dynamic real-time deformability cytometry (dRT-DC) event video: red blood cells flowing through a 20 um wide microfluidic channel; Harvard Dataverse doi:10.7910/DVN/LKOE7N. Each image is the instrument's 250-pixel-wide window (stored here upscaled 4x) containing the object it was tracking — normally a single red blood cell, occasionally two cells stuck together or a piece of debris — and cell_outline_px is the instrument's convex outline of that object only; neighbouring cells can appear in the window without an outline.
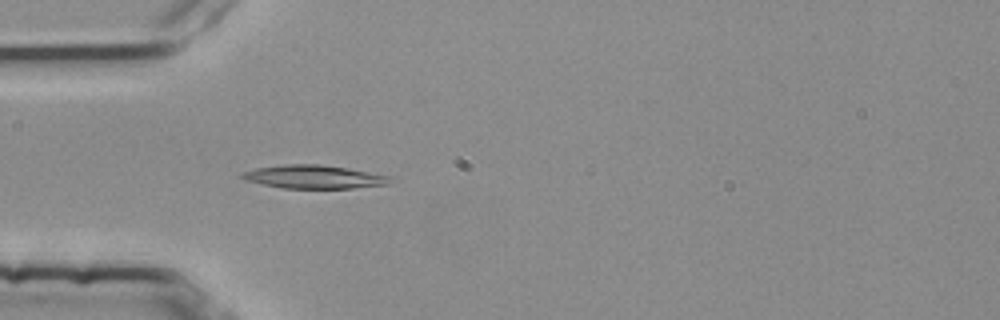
{"species": "common noctule bat (a hibernating species)", "species_latin": "Nyctalus noctula", "temperature_condition": "room temperature", "stored_images_in_passage": 3, "camera_frame_rate_fps": 3000, "um_per_image_px": 0.085, "animal": {"sex": "female", "body_mass_g": 25.1}, "frame": {"image": 1, "passage_image": 3, "time_ms": 0.667, "image_size_px": [1000, 320], "cell_outline_px": [[400, 180], [388, 184], [352, 188], [284, 188], [264, 184], [248, 180], [240, 176], [240, 172], [256, 168], [284, 164], [320, 164], [348, 168], [392, 176]], "centroid_in_image_um": [26.79, 15.02], "position_along_channel_um": 58.2, "area_um2": 20.29}}